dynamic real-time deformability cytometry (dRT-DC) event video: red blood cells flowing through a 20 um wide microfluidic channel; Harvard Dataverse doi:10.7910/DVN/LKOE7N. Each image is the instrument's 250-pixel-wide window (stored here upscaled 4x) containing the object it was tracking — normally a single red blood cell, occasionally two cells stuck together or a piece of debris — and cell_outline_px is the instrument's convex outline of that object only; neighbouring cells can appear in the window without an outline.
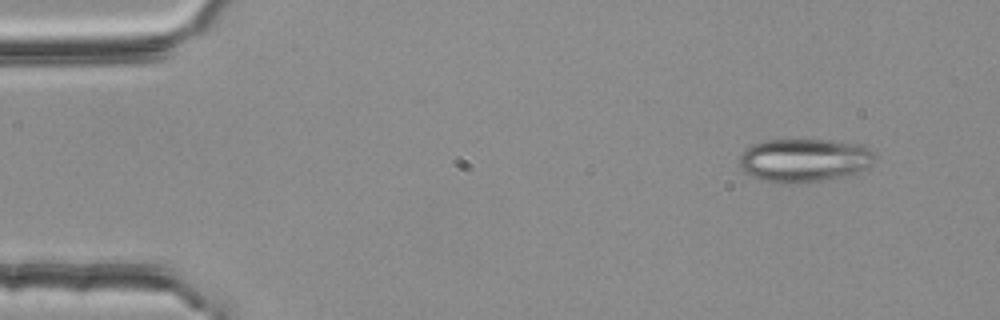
{"species": "common noctule bat (a hibernating species)", "species_latin": "Nyctalus noctula", "temperature_condition": "room temperature", "stored_images_in_passage": 3, "camera_frame_rate_fps": 3000, "um_per_image_px": 0.085, "animal": {"sex": "female", "body_mass_g": 25.1}, "frame": {"image": 1, "passage_image": 1, "time_ms": 0.0, "image_size_px": [1000, 320], "cell_outline_px": [[876, 156], [872, 164], [860, 172], [844, 176], [820, 180], [792, 184], [780, 184], [760, 180], [744, 172], [740, 168], [740, 152], [752, 144], [768, 140], [828, 140], [860, 144], [868, 148]], "centroid_in_image_um": [68.33, 13.63], "position_along_channel_um": 16.7, "area_um2": 34.51}}